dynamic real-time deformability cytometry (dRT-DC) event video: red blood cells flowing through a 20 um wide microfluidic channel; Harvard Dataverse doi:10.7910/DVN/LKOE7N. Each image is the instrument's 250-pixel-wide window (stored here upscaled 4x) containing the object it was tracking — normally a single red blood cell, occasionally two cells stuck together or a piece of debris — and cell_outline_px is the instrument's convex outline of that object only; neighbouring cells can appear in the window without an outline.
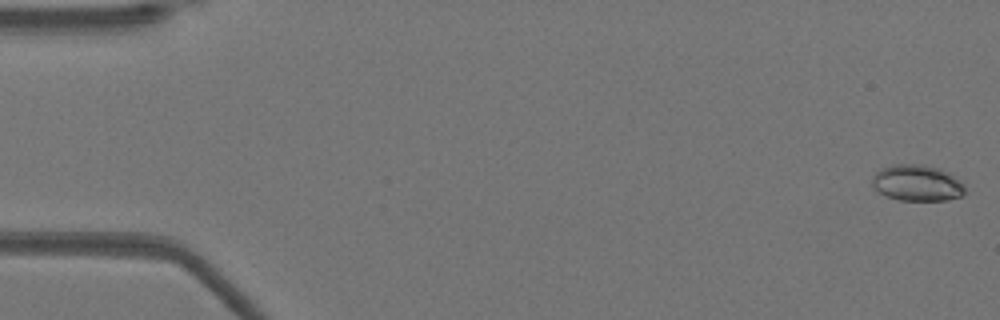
{"species": "Egyptian fruit bat (a non-hibernating species)", "species_latin": "Rousettus aegyptiacus", "temperature_condition": "warm", "stored_images_in_passage": 51, "camera_frame_rate_fps": 3000, "um_per_image_px": 0.085, "animal": {"sex": "female"}, "frame": {"image": 1, "passage_image": 1, "time_ms": 0.0, "image_size_px": [1000, 320], "cell_outline_px": [[964, 192], [960, 196], [948, 200], [900, 200], [884, 196], [872, 184], [872, 176], [880, 168], [892, 164], [924, 164], [940, 168], [948, 172], [964, 184]], "centroid_in_image_um": [77.93, 15.54], "position_along_channel_um": 7.1, "area_um2": 19.65}}
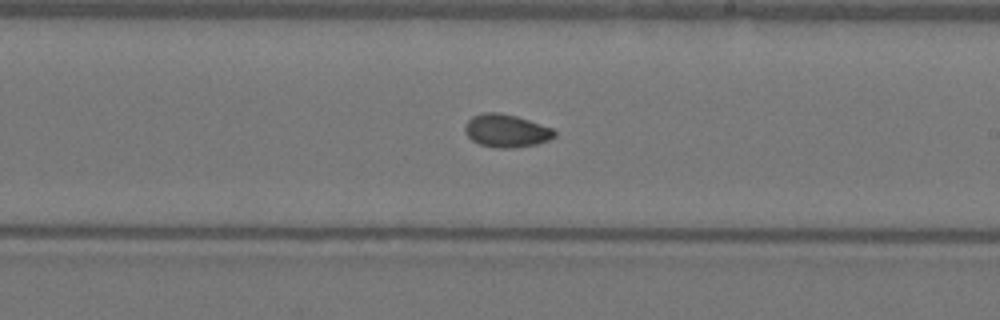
{"frame": {"image": 2, "passage_image": 30, "time_ms": 9.667, "image_size_px": [1000, 320], "cell_outline_px": [[556, 136], [548, 140], [536, 144], [512, 148], [500, 148], [480, 144], [472, 140], [464, 132], [464, 128], [468, 120], [472, 116], [484, 112], [496, 112], [516, 116], [552, 128], [556, 132]], "centroid_in_image_um": [43.02, 11.11], "position_along_channel_um": 246.0, "area_um2": 17.05}}
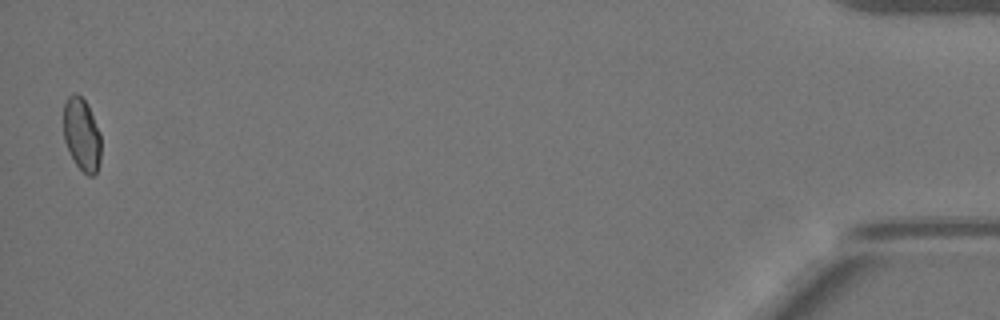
{"frame": {"image": 3, "passage_image": 51, "time_ms": 16.667, "image_size_px": [1000, 320], "cell_outline_px": [[100, 160], [96, 172], [92, 176], [88, 176], [76, 164], [64, 140], [64, 104], [68, 96], [72, 92], [76, 92], [88, 104], [100, 132]], "centroid_in_image_um": [6.95, 11.39], "position_along_channel_um": 428.2, "area_um2": 15.84}, "authors_computed_cell_mechanics": {"area_um2": 16.9354, "velocity_mm_per_s": 3.9433, "shape_relaxation_time_tau1_ms": null, "shape_relaxation_time_tau2_ms": 2.5256, "deformation_change_tau1": null, "deformation_change_tau2": 0.0567}}